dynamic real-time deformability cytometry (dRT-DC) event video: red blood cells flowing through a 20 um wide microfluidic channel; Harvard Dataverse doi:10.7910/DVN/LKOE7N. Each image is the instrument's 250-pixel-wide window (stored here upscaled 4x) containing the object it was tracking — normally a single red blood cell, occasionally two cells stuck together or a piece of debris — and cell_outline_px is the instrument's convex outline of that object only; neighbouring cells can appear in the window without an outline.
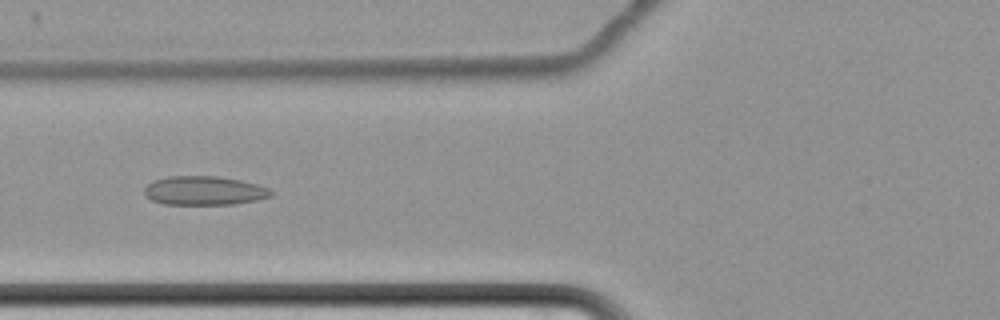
{"species": "common noctule bat (a hibernating species)", "species_latin": "Nyctalus noctula", "temperature_condition": "cold", "stored_images_in_passage": 66, "camera_frame_rate_fps": 3000, "um_per_image_px": 0.085, "animal": {"sex": "female", "body_mass_g": 22.7, "forearm_length_mm": 54.2}, "frame": {"image": 1, "passage_image": 30, "time_ms": 9.667, "image_size_px": [1000, 320], "cell_outline_px": [[272, 196], [256, 200], [232, 204], [164, 204], [152, 200], [144, 196], [144, 188], [152, 180], [168, 176], [216, 176], [240, 180], [256, 184], [268, 188], [272, 192]], "centroid_in_image_um": [17.31, 16.2], "position_along_channel_um": 108.5, "area_um2": 21.33}}
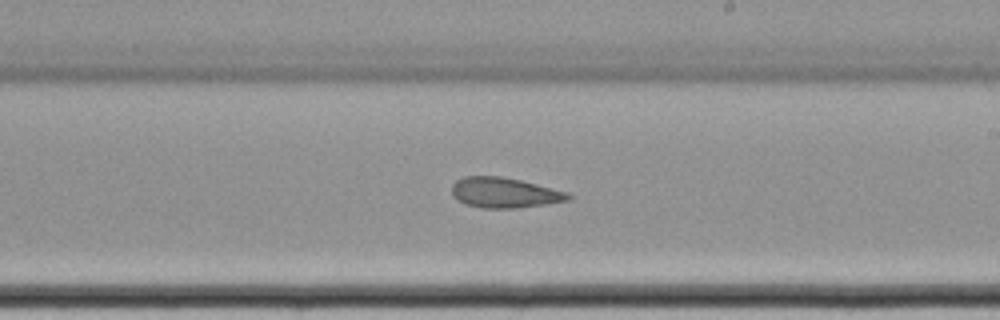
{"frame": {"image": 2, "passage_image": 42, "time_ms": 13.667, "image_size_px": [1000, 320], "cell_outline_px": [[572, 196], [568, 200], [544, 204], [516, 208], [480, 208], [464, 204], [456, 200], [452, 196], [452, 184], [456, 180], [464, 176], [504, 176], [568, 192]], "centroid_in_image_um": [42.82, 16.38], "position_along_channel_um": 246.2, "area_um2": 20.63}}
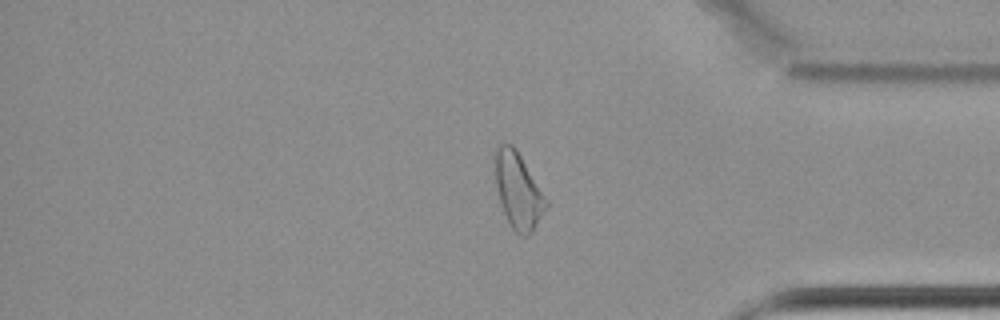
{"frame": {"image": 3, "passage_image": 56, "time_ms": 18.333, "image_size_px": [1000, 320], "cell_outline_px": [[548, 204], [532, 232], [528, 236], [520, 236], [512, 228], [504, 212], [500, 200], [496, 184], [496, 144], [512, 144], [516, 148], [548, 200]], "centroid_in_image_um": [44.06, 16.2], "position_along_channel_um": 391.1, "area_um2": 22.14}, "authors_computed_cell_mechanics": {"area_um2": 23.4957, "velocity_mm_per_s": 3.4479, "shape_relaxation_time_tau1_ms": null, "shape_relaxation_time_tau2_ms": 4.0974, "deformation_change_tau1": null, "deformation_change_tau2": 0.1116}}